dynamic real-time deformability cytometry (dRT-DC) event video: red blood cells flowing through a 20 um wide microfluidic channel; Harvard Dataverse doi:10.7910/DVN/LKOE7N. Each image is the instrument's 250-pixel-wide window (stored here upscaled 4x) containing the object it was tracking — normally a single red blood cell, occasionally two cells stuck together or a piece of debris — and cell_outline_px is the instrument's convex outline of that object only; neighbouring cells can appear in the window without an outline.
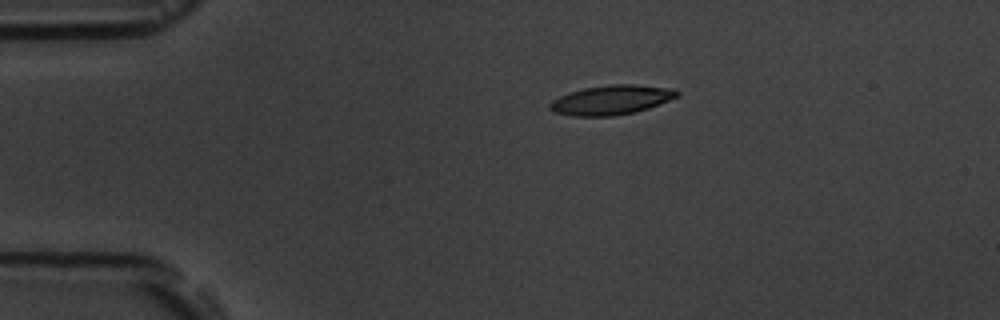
{"species": "common noctule bat (a hibernating species)", "species_latin": "Nyctalus noctula", "temperature_condition": "room temperature", "stored_images_in_passage": 5, "camera_frame_rate_fps": 3000, "um_per_image_px": 0.085, "animal": {"sex": "male", "body_mass_g": 19.5, "forearm_length_mm": 54.6}, "frame": {"image": 1, "passage_image": 1, "time_ms": 0.0, "image_size_px": [1000, 320], "cell_outline_px": [[680, 96], [648, 108], [632, 112], [612, 116], [572, 116], [552, 112], [548, 108], [548, 104], [552, 100], [560, 96], [584, 88], [612, 84], [632, 84], [676, 88], [680, 92]], "centroid_in_image_um": [51.97, 8.49], "position_along_channel_um": 33.0, "area_um2": 21.91}}
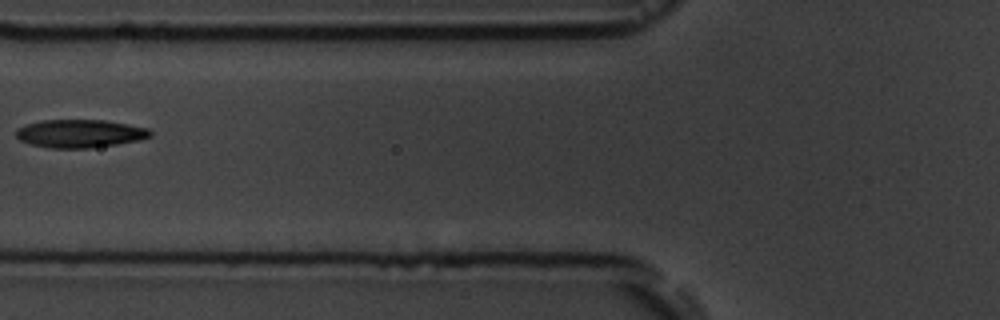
{"frame": {"image": 2, "passage_image": 4, "time_ms": 3.667, "image_size_px": [1000, 320], "cell_outline_px": [[152, 136], [140, 140], [92, 148], [52, 148], [32, 144], [20, 140], [16, 136], [16, 128], [28, 124], [44, 120], [104, 120], [128, 124], [148, 128], [152, 132]], "centroid_in_image_um": [6.82, 11.35], "position_along_channel_um": 119.0, "area_um2": 21.91}}
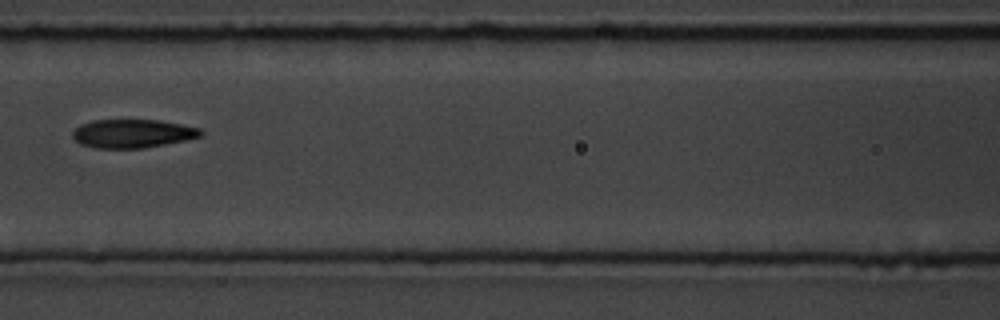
{"frame": {"image": 3, "passage_image": 5, "time_ms": 4.667, "image_size_px": [1000, 320], "cell_outline_px": [[204, 132], [200, 136], [188, 140], [144, 148], [96, 148], [80, 144], [72, 136], [72, 132], [80, 124], [92, 120], [160, 120], [200, 128]], "centroid_in_image_um": [11.27, 11.35], "position_along_channel_um": 155.3, "area_um2": 21.39}}